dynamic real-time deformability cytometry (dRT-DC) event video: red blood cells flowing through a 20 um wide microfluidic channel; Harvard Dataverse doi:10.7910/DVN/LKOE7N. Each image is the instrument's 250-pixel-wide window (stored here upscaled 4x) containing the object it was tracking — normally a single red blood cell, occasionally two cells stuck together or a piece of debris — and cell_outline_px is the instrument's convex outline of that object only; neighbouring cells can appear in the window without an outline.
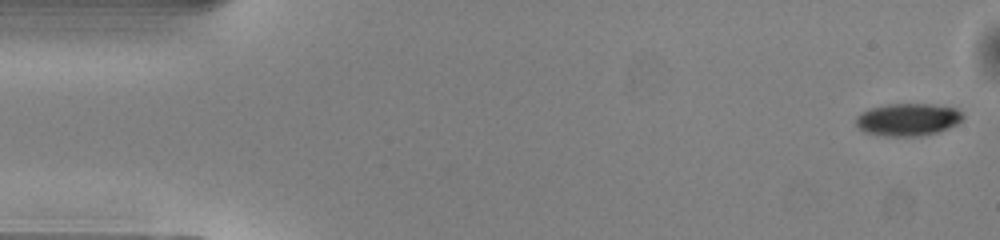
{"species": "common noctule bat (a hibernating species)", "species_latin": "Nyctalus noctula", "temperature_condition": "warm", "stored_images_in_passage": 50, "camera_frame_rate_fps": 3000, "um_per_image_px": 0.085, "animal": {"sex": "male", "body_mass_g": 13.0, "forearm_length_mm": 53.1}, "frame": {"image": 1, "passage_image": 1, "time_ms": 0.0, "image_size_px": [1000, 240], "cell_outline_px": [[964, 116], [956, 124], [948, 128], [936, 132], [920, 136], [880, 136], [864, 132], [856, 124], [856, 116], [860, 112], [872, 108], [888, 104], [932, 104], [956, 108]], "centroid_in_image_um": [77.14, 10.16], "position_along_channel_um": 7.9, "area_um2": 20.17}}
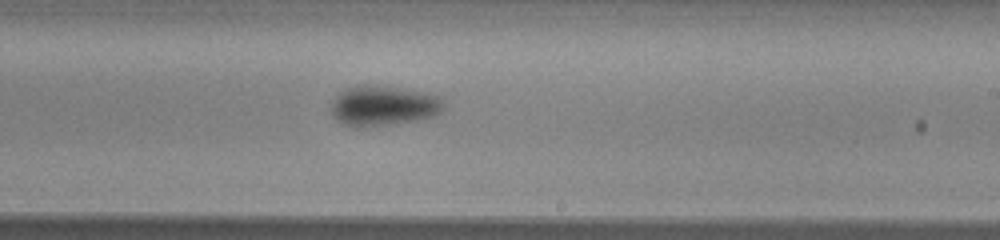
{"frame": {"image": 2, "passage_image": 29, "time_ms": 9.333, "image_size_px": [1000, 240], "cell_outline_px": [[444, 108], [436, 116], [416, 120], [392, 124], [364, 128], [352, 128], [336, 120], [332, 116], [332, 100], [340, 92], [348, 88], [364, 84], [368, 84], [400, 88], [424, 92], [440, 96], [444, 100]], "centroid_in_image_um": [32.59, 9.0], "position_along_channel_um": 256.4, "area_um2": 26.7}}
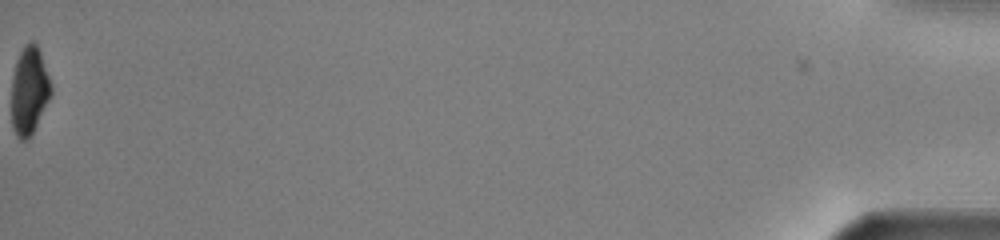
{"frame": {"image": 3, "passage_image": 50, "time_ms": 16.333, "image_size_px": [1000, 240], "cell_outline_px": [[52, 92], [32, 136], [28, 140], [20, 140], [16, 136], [12, 128], [12, 76], [16, 60], [24, 44], [32, 40], [36, 44], [40, 52], [52, 88]], "centroid_in_image_um": [2.47, 7.74], "position_along_channel_um": 432.7, "area_um2": 20.29}, "authors_computed_cell_mechanics": {"area_um2": 23.12, "velocity_mm_per_s": 4.1087, "shape_relaxation_time_tau1_ms": 1.9954, "shape_relaxation_time_tau2_ms": null, "deformation_change_tau1": 0.1008, "deformation_change_tau2": null}}